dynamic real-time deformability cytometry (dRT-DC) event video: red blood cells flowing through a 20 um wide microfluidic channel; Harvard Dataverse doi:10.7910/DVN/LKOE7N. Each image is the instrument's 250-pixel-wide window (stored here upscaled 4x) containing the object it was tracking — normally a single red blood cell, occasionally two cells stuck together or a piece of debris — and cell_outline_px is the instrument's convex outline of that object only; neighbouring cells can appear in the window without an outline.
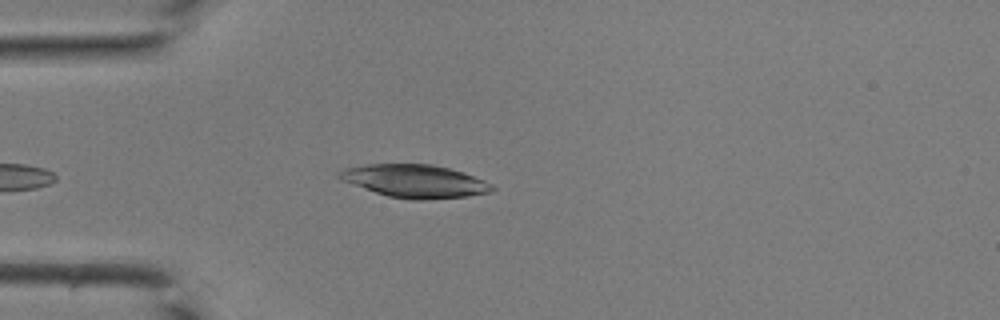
{"species": "common noctule bat (a hibernating species)", "species_latin": "Nyctalus noctula", "temperature_condition": "room temperature", "stored_images_in_passage": 29, "camera_frame_rate_fps": 3000, "um_per_image_px": 0.085, "animal": {"sex": "male", "body_mass_g": 19.0, "forearm_length_mm": 50.8}, "frame": {"image": 1, "passage_image": 1, "time_ms": 0.0, "image_size_px": [1000, 320], "cell_outline_px": [[496, 188], [488, 192], [468, 196], [420, 200], [412, 200], [388, 196], [340, 180], [336, 176], [336, 172], [344, 168], [368, 164], [432, 164], [464, 172], [484, 180], [492, 184]], "centroid_in_image_um": [35.24, 15.39], "position_along_channel_um": 49.8, "area_um2": 29.3}}
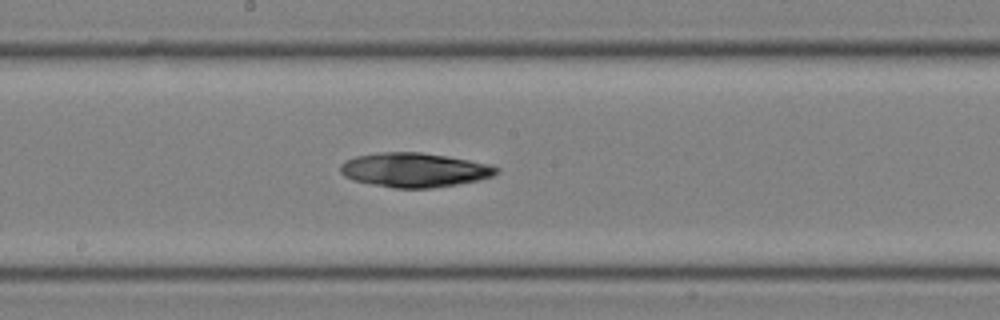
{"frame": {"image": 2, "passage_image": 12, "time_ms": 3.667, "image_size_px": [1000, 320], "cell_outline_px": [[496, 172], [492, 176], [480, 180], [432, 188], [396, 188], [372, 184], [352, 180], [344, 176], [340, 172], [340, 164], [344, 160], [356, 156], [380, 152], [420, 152], [468, 160], [488, 164], [496, 168]], "centroid_in_image_um": [35.15, 14.45], "position_along_channel_um": 213.0, "area_um2": 30.92}}
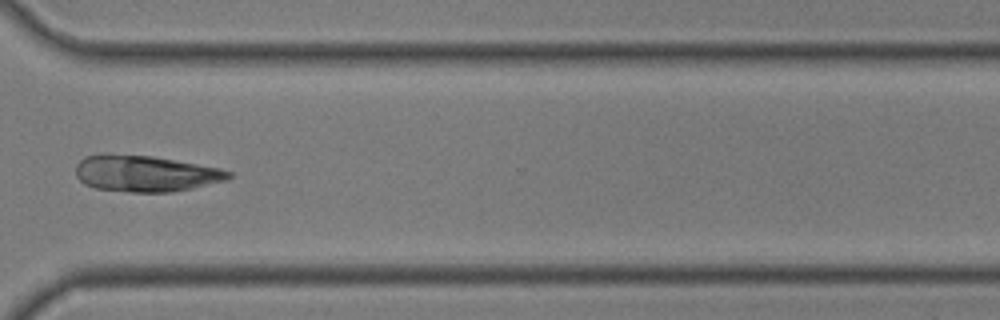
{"frame": {"image": 3, "passage_image": 21, "time_ms": 6.667, "image_size_px": [1000, 320], "cell_outline_px": [[232, 176], [228, 180], [192, 188], [172, 192], [128, 192], [96, 188], [84, 184], [76, 176], [76, 164], [84, 156], [100, 152], [108, 152], [152, 156], [220, 168], [232, 172]], "centroid_in_image_um": [12.32, 14.73], "position_along_channel_um": 358.3, "area_um2": 32.83}}